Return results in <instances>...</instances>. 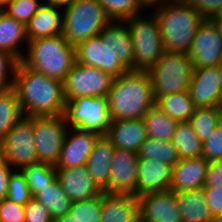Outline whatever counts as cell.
<instances>
[{"label":"cell","instance_id":"43","mask_svg":"<svg viewBox=\"0 0 222 222\" xmlns=\"http://www.w3.org/2000/svg\"><path fill=\"white\" fill-rule=\"evenodd\" d=\"M25 222H53V218L43 204L32 198L25 205Z\"/></svg>","mask_w":222,"mask_h":222},{"label":"cell","instance_id":"47","mask_svg":"<svg viewBox=\"0 0 222 222\" xmlns=\"http://www.w3.org/2000/svg\"><path fill=\"white\" fill-rule=\"evenodd\" d=\"M14 169L7 160L0 154V200L7 197L9 178Z\"/></svg>","mask_w":222,"mask_h":222},{"label":"cell","instance_id":"51","mask_svg":"<svg viewBox=\"0 0 222 222\" xmlns=\"http://www.w3.org/2000/svg\"><path fill=\"white\" fill-rule=\"evenodd\" d=\"M165 1H169V0H141V2L146 7H148V6L152 7V5L154 6V5H157V4H161V3L165 2Z\"/></svg>","mask_w":222,"mask_h":222},{"label":"cell","instance_id":"4","mask_svg":"<svg viewBox=\"0 0 222 222\" xmlns=\"http://www.w3.org/2000/svg\"><path fill=\"white\" fill-rule=\"evenodd\" d=\"M27 55L21 62L49 78L64 82L76 62V47L62 33L42 37L27 44Z\"/></svg>","mask_w":222,"mask_h":222},{"label":"cell","instance_id":"30","mask_svg":"<svg viewBox=\"0 0 222 222\" xmlns=\"http://www.w3.org/2000/svg\"><path fill=\"white\" fill-rule=\"evenodd\" d=\"M148 137L161 141L172 140L178 121L160 110L156 105L143 117Z\"/></svg>","mask_w":222,"mask_h":222},{"label":"cell","instance_id":"1","mask_svg":"<svg viewBox=\"0 0 222 222\" xmlns=\"http://www.w3.org/2000/svg\"><path fill=\"white\" fill-rule=\"evenodd\" d=\"M13 88L26 116L63 115L66 98L64 83L18 62Z\"/></svg>","mask_w":222,"mask_h":222},{"label":"cell","instance_id":"57","mask_svg":"<svg viewBox=\"0 0 222 222\" xmlns=\"http://www.w3.org/2000/svg\"><path fill=\"white\" fill-rule=\"evenodd\" d=\"M170 1H187V0H170Z\"/></svg>","mask_w":222,"mask_h":222},{"label":"cell","instance_id":"22","mask_svg":"<svg viewBox=\"0 0 222 222\" xmlns=\"http://www.w3.org/2000/svg\"><path fill=\"white\" fill-rule=\"evenodd\" d=\"M114 144L106 137L99 136L87 159L86 167L97 186L104 191L109 186L111 161L115 150Z\"/></svg>","mask_w":222,"mask_h":222},{"label":"cell","instance_id":"2","mask_svg":"<svg viewBox=\"0 0 222 222\" xmlns=\"http://www.w3.org/2000/svg\"><path fill=\"white\" fill-rule=\"evenodd\" d=\"M107 98L112 120L143 118L156 102L149 73L139 70L115 77Z\"/></svg>","mask_w":222,"mask_h":222},{"label":"cell","instance_id":"23","mask_svg":"<svg viewBox=\"0 0 222 222\" xmlns=\"http://www.w3.org/2000/svg\"><path fill=\"white\" fill-rule=\"evenodd\" d=\"M139 217V200L133 194H102L100 222H133Z\"/></svg>","mask_w":222,"mask_h":222},{"label":"cell","instance_id":"29","mask_svg":"<svg viewBox=\"0 0 222 222\" xmlns=\"http://www.w3.org/2000/svg\"><path fill=\"white\" fill-rule=\"evenodd\" d=\"M33 198L48 209L53 219L69 213L73 202L67 196L58 179L42 188V191L37 192Z\"/></svg>","mask_w":222,"mask_h":222},{"label":"cell","instance_id":"16","mask_svg":"<svg viewBox=\"0 0 222 222\" xmlns=\"http://www.w3.org/2000/svg\"><path fill=\"white\" fill-rule=\"evenodd\" d=\"M219 77L216 67L194 68L188 91L196 108L220 106Z\"/></svg>","mask_w":222,"mask_h":222},{"label":"cell","instance_id":"15","mask_svg":"<svg viewBox=\"0 0 222 222\" xmlns=\"http://www.w3.org/2000/svg\"><path fill=\"white\" fill-rule=\"evenodd\" d=\"M138 200L139 217L144 222H183L173 190L150 192Z\"/></svg>","mask_w":222,"mask_h":222},{"label":"cell","instance_id":"5","mask_svg":"<svg viewBox=\"0 0 222 222\" xmlns=\"http://www.w3.org/2000/svg\"><path fill=\"white\" fill-rule=\"evenodd\" d=\"M111 21L98 0H74L64 8L62 34L76 47L100 34Z\"/></svg>","mask_w":222,"mask_h":222},{"label":"cell","instance_id":"54","mask_svg":"<svg viewBox=\"0 0 222 222\" xmlns=\"http://www.w3.org/2000/svg\"><path fill=\"white\" fill-rule=\"evenodd\" d=\"M211 222H222V214L214 216V218Z\"/></svg>","mask_w":222,"mask_h":222},{"label":"cell","instance_id":"46","mask_svg":"<svg viewBox=\"0 0 222 222\" xmlns=\"http://www.w3.org/2000/svg\"><path fill=\"white\" fill-rule=\"evenodd\" d=\"M204 187H222V160L209 162Z\"/></svg>","mask_w":222,"mask_h":222},{"label":"cell","instance_id":"37","mask_svg":"<svg viewBox=\"0 0 222 222\" xmlns=\"http://www.w3.org/2000/svg\"><path fill=\"white\" fill-rule=\"evenodd\" d=\"M102 194L81 201H73L69 213L79 222H100Z\"/></svg>","mask_w":222,"mask_h":222},{"label":"cell","instance_id":"21","mask_svg":"<svg viewBox=\"0 0 222 222\" xmlns=\"http://www.w3.org/2000/svg\"><path fill=\"white\" fill-rule=\"evenodd\" d=\"M116 148L138 153L148 137L143 118L112 120L105 135Z\"/></svg>","mask_w":222,"mask_h":222},{"label":"cell","instance_id":"44","mask_svg":"<svg viewBox=\"0 0 222 222\" xmlns=\"http://www.w3.org/2000/svg\"><path fill=\"white\" fill-rule=\"evenodd\" d=\"M186 2L205 19L222 12V0H187Z\"/></svg>","mask_w":222,"mask_h":222},{"label":"cell","instance_id":"27","mask_svg":"<svg viewBox=\"0 0 222 222\" xmlns=\"http://www.w3.org/2000/svg\"><path fill=\"white\" fill-rule=\"evenodd\" d=\"M25 41L28 44L26 26L3 11L0 12V51L15 56L19 61L25 55L19 50V44Z\"/></svg>","mask_w":222,"mask_h":222},{"label":"cell","instance_id":"38","mask_svg":"<svg viewBox=\"0 0 222 222\" xmlns=\"http://www.w3.org/2000/svg\"><path fill=\"white\" fill-rule=\"evenodd\" d=\"M7 198L24 206L33 198L27 180L21 170L16 169L11 173Z\"/></svg>","mask_w":222,"mask_h":222},{"label":"cell","instance_id":"8","mask_svg":"<svg viewBox=\"0 0 222 222\" xmlns=\"http://www.w3.org/2000/svg\"><path fill=\"white\" fill-rule=\"evenodd\" d=\"M64 118L68 126L105 136L112 119L107 96H80L66 101Z\"/></svg>","mask_w":222,"mask_h":222},{"label":"cell","instance_id":"17","mask_svg":"<svg viewBox=\"0 0 222 222\" xmlns=\"http://www.w3.org/2000/svg\"><path fill=\"white\" fill-rule=\"evenodd\" d=\"M98 137L99 135L94 132L84 131L75 127L68 128L61 155L55 167L70 168L86 165L94 142Z\"/></svg>","mask_w":222,"mask_h":222},{"label":"cell","instance_id":"53","mask_svg":"<svg viewBox=\"0 0 222 222\" xmlns=\"http://www.w3.org/2000/svg\"><path fill=\"white\" fill-rule=\"evenodd\" d=\"M13 0H0V9H4L8 4H10Z\"/></svg>","mask_w":222,"mask_h":222},{"label":"cell","instance_id":"52","mask_svg":"<svg viewBox=\"0 0 222 222\" xmlns=\"http://www.w3.org/2000/svg\"><path fill=\"white\" fill-rule=\"evenodd\" d=\"M216 68L218 70L220 82H222V60L216 65Z\"/></svg>","mask_w":222,"mask_h":222},{"label":"cell","instance_id":"55","mask_svg":"<svg viewBox=\"0 0 222 222\" xmlns=\"http://www.w3.org/2000/svg\"><path fill=\"white\" fill-rule=\"evenodd\" d=\"M220 85H221L220 107L222 108V82H220Z\"/></svg>","mask_w":222,"mask_h":222},{"label":"cell","instance_id":"26","mask_svg":"<svg viewBox=\"0 0 222 222\" xmlns=\"http://www.w3.org/2000/svg\"><path fill=\"white\" fill-rule=\"evenodd\" d=\"M183 222H211L214 218L204 189L175 192Z\"/></svg>","mask_w":222,"mask_h":222},{"label":"cell","instance_id":"3","mask_svg":"<svg viewBox=\"0 0 222 222\" xmlns=\"http://www.w3.org/2000/svg\"><path fill=\"white\" fill-rule=\"evenodd\" d=\"M156 12L164 50L187 53L194 36L205 18L186 1H165L158 4Z\"/></svg>","mask_w":222,"mask_h":222},{"label":"cell","instance_id":"25","mask_svg":"<svg viewBox=\"0 0 222 222\" xmlns=\"http://www.w3.org/2000/svg\"><path fill=\"white\" fill-rule=\"evenodd\" d=\"M58 7L42 4L26 25L28 41L62 33L63 15Z\"/></svg>","mask_w":222,"mask_h":222},{"label":"cell","instance_id":"35","mask_svg":"<svg viewBox=\"0 0 222 222\" xmlns=\"http://www.w3.org/2000/svg\"><path fill=\"white\" fill-rule=\"evenodd\" d=\"M21 172L27 180L32 196L57 179L56 167L41 162L32 163L22 168Z\"/></svg>","mask_w":222,"mask_h":222},{"label":"cell","instance_id":"7","mask_svg":"<svg viewBox=\"0 0 222 222\" xmlns=\"http://www.w3.org/2000/svg\"><path fill=\"white\" fill-rule=\"evenodd\" d=\"M150 17L136 15L126 22L134 46L132 70L148 71L165 52L160 25L155 14Z\"/></svg>","mask_w":222,"mask_h":222},{"label":"cell","instance_id":"56","mask_svg":"<svg viewBox=\"0 0 222 222\" xmlns=\"http://www.w3.org/2000/svg\"><path fill=\"white\" fill-rule=\"evenodd\" d=\"M133 222H144L140 217H138L137 219H135Z\"/></svg>","mask_w":222,"mask_h":222},{"label":"cell","instance_id":"45","mask_svg":"<svg viewBox=\"0 0 222 222\" xmlns=\"http://www.w3.org/2000/svg\"><path fill=\"white\" fill-rule=\"evenodd\" d=\"M207 204L213 216L222 214V187H203Z\"/></svg>","mask_w":222,"mask_h":222},{"label":"cell","instance_id":"49","mask_svg":"<svg viewBox=\"0 0 222 222\" xmlns=\"http://www.w3.org/2000/svg\"><path fill=\"white\" fill-rule=\"evenodd\" d=\"M209 20L214 24L217 31L222 35V14H216L210 17Z\"/></svg>","mask_w":222,"mask_h":222},{"label":"cell","instance_id":"24","mask_svg":"<svg viewBox=\"0 0 222 222\" xmlns=\"http://www.w3.org/2000/svg\"><path fill=\"white\" fill-rule=\"evenodd\" d=\"M100 35L104 44L115 51L119 61H121L128 70H132L134 46L126 22L111 21L101 31Z\"/></svg>","mask_w":222,"mask_h":222},{"label":"cell","instance_id":"11","mask_svg":"<svg viewBox=\"0 0 222 222\" xmlns=\"http://www.w3.org/2000/svg\"><path fill=\"white\" fill-rule=\"evenodd\" d=\"M114 78L97 67L75 62L63 82L66 101L80 96H107Z\"/></svg>","mask_w":222,"mask_h":222},{"label":"cell","instance_id":"14","mask_svg":"<svg viewBox=\"0 0 222 222\" xmlns=\"http://www.w3.org/2000/svg\"><path fill=\"white\" fill-rule=\"evenodd\" d=\"M138 153L115 148L111 161V176L106 193L134 194L138 179Z\"/></svg>","mask_w":222,"mask_h":222},{"label":"cell","instance_id":"13","mask_svg":"<svg viewBox=\"0 0 222 222\" xmlns=\"http://www.w3.org/2000/svg\"><path fill=\"white\" fill-rule=\"evenodd\" d=\"M76 62L97 67L113 77L128 71L115 51L104 44L101 35H95L76 46Z\"/></svg>","mask_w":222,"mask_h":222},{"label":"cell","instance_id":"41","mask_svg":"<svg viewBox=\"0 0 222 222\" xmlns=\"http://www.w3.org/2000/svg\"><path fill=\"white\" fill-rule=\"evenodd\" d=\"M18 62L19 60L12 54L0 51V91L13 87ZM9 70L13 74L12 79L7 77Z\"/></svg>","mask_w":222,"mask_h":222},{"label":"cell","instance_id":"10","mask_svg":"<svg viewBox=\"0 0 222 222\" xmlns=\"http://www.w3.org/2000/svg\"><path fill=\"white\" fill-rule=\"evenodd\" d=\"M64 115L33 116L37 162L56 166L68 129Z\"/></svg>","mask_w":222,"mask_h":222},{"label":"cell","instance_id":"36","mask_svg":"<svg viewBox=\"0 0 222 222\" xmlns=\"http://www.w3.org/2000/svg\"><path fill=\"white\" fill-rule=\"evenodd\" d=\"M112 21H125L140 14L146 6L141 0H98Z\"/></svg>","mask_w":222,"mask_h":222},{"label":"cell","instance_id":"32","mask_svg":"<svg viewBox=\"0 0 222 222\" xmlns=\"http://www.w3.org/2000/svg\"><path fill=\"white\" fill-rule=\"evenodd\" d=\"M23 115L14 88L0 91V141Z\"/></svg>","mask_w":222,"mask_h":222},{"label":"cell","instance_id":"9","mask_svg":"<svg viewBox=\"0 0 222 222\" xmlns=\"http://www.w3.org/2000/svg\"><path fill=\"white\" fill-rule=\"evenodd\" d=\"M0 154L14 169L37 162V150L33 136V116L23 115L0 141Z\"/></svg>","mask_w":222,"mask_h":222},{"label":"cell","instance_id":"34","mask_svg":"<svg viewBox=\"0 0 222 222\" xmlns=\"http://www.w3.org/2000/svg\"><path fill=\"white\" fill-rule=\"evenodd\" d=\"M221 121L222 108L220 106L195 108L189 120L202 143L211 136Z\"/></svg>","mask_w":222,"mask_h":222},{"label":"cell","instance_id":"12","mask_svg":"<svg viewBox=\"0 0 222 222\" xmlns=\"http://www.w3.org/2000/svg\"><path fill=\"white\" fill-rule=\"evenodd\" d=\"M188 55L193 68L216 67L222 60V35L209 19L199 26Z\"/></svg>","mask_w":222,"mask_h":222},{"label":"cell","instance_id":"40","mask_svg":"<svg viewBox=\"0 0 222 222\" xmlns=\"http://www.w3.org/2000/svg\"><path fill=\"white\" fill-rule=\"evenodd\" d=\"M202 156L209 162L222 160V121L203 142Z\"/></svg>","mask_w":222,"mask_h":222},{"label":"cell","instance_id":"42","mask_svg":"<svg viewBox=\"0 0 222 222\" xmlns=\"http://www.w3.org/2000/svg\"><path fill=\"white\" fill-rule=\"evenodd\" d=\"M0 222H25V206L7 197L0 200Z\"/></svg>","mask_w":222,"mask_h":222},{"label":"cell","instance_id":"33","mask_svg":"<svg viewBox=\"0 0 222 222\" xmlns=\"http://www.w3.org/2000/svg\"><path fill=\"white\" fill-rule=\"evenodd\" d=\"M138 157L159 160L172 167L180 161L178 150L172 140L161 141L153 137L146 138L138 152Z\"/></svg>","mask_w":222,"mask_h":222},{"label":"cell","instance_id":"39","mask_svg":"<svg viewBox=\"0 0 222 222\" xmlns=\"http://www.w3.org/2000/svg\"><path fill=\"white\" fill-rule=\"evenodd\" d=\"M41 5L38 0H13L2 11L26 26Z\"/></svg>","mask_w":222,"mask_h":222},{"label":"cell","instance_id":"6","mask_svg":"<svg viewBox=\"0 0 222 222\" xmlns=\"http://www.w3.org/2000/svg\"><path fill=\"white\" fill-rule=\"evenodd\" d=\"M193 70L192 60L187 53L165 51L147 71L155 100L161 96L188 90Z\"/></svg>","mask_w":222,"mask_h":222},{"label":"cell","instance_id":"28","mask_svg":"<svg viewBox=\"0 0 222 222\" xmlns=\"http://www.w3.org/2000/svg\"><path fill=\"white\" fill-rule=\"evenodd\" d=\"M155 105L178 122L189 121L196 108L188 90L158 97Z\"/></svg>","mask_w":222,"mask_h":222},{"label":"cell","instance_id":"48","mask_svg":"<svg viewBox=\"0 0 222 222\" xmlns=\"http://www.w3.org/2000/svg\"><path fill=\"white\" fill-rule=\"evenodd\" d=\"M74 0H46V5L58 7V8H66L68 7Z\"/></svg>","mask_w":222,"mask_h":222},{"label":"cell","instance_id":"18","mask_svg":"<svg viewBox=\"0 0 222 222\" xmlns=\"http://www.w3.org/2000/svg\"><path fill=\"white\" fill-rule=\"evenodd\" d=\"M136 197L170 189L173 167L151 158H139Z\"/></svg>","mask_w":222,"mask_h":222},{"label":"cell","instance_id":"31","mask_svg":"<svg viewBox=\"0 0 222 222\" xmlns=\"http://www.w3.org/2000/svg\"><path fill=\"white\" fill-rule=\"evenodd\" d=\"M172 142L178 150L180 159L202 156L203 143L189 121L178 123Z\"/></svg>","mask_w":222,"mask_h":222},{"label":"cell","instance_id":"19","mask_svg":"<svg viewBox=\"0 0 222 222\" xmlns=\"http://www.w3.org/2000/svg\"><path fill=\"white\" fill-rule=\"evenodd\" d=\"M57 179L72 201L86 200L104 192L94 182L86 165L56 168Z\"/></svg>","mask_w":222,"mask_h":222},{"label":"cell","instance_id":"20","mask_svg":"<svg viewBox=\"0 0 222 222\" xmlns=\"http://www.w3.org/2000/svg\"><path fill=\"white\" fill-rule=\"evenodd\" d=\"M208 166L209 161L203 156L180 159L172 169L170 190L180 192L203 188Z\"/></svg>","mask_w":222,"mask_h":222},{"label":"cell","instance_id":"50","mask_svg":"<svg viewBox=\"0 0 222 222\" xmlns=\"http://www.w3.org/2000/svg\"><path fill=\"white\" fill-rule=\"evenodd\" d=\"M53 222H79L70 213L53 219Z\"/></svg>","mask_w":222,"mask_h":222}]
</instances>
